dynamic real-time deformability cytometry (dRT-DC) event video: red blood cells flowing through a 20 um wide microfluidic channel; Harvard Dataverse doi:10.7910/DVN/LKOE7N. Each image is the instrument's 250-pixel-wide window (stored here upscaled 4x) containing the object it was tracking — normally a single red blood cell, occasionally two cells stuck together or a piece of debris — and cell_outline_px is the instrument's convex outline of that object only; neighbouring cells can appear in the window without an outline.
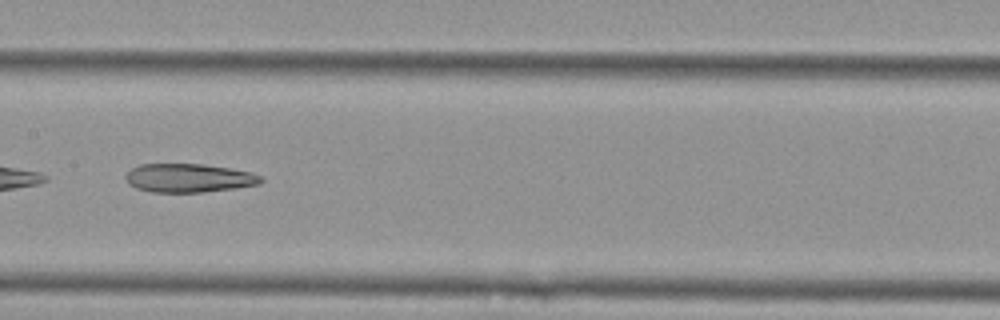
{"species": "Egyptian fruit bat (a non-hibernating species)", "species_latin": "Rousettus aegyptiacus", "temperature_condition": "cold", "stored_images_in_passage": 38, "camera_frame_rate_fps": 3000, "um_per_image_px": 0.085, "animal": {"sex": "female"}, "frame": {"image": 1, "passage_image": 12, "time_ms": 3.667, "image_size_px": [1000, 320], "cell_outline_px": [[264, 180], [260, 184], [236, 188], [204, 192], [152, 192], [136, 188], [128, 184], [124, 176], [132, 168], [140, 164], [204, 164], [252, 172], [260, 176]], "centroid_in_image_um": [16.05, 15.13], "position_along_channel_um": 191.4, "area_um2": 22.66}}